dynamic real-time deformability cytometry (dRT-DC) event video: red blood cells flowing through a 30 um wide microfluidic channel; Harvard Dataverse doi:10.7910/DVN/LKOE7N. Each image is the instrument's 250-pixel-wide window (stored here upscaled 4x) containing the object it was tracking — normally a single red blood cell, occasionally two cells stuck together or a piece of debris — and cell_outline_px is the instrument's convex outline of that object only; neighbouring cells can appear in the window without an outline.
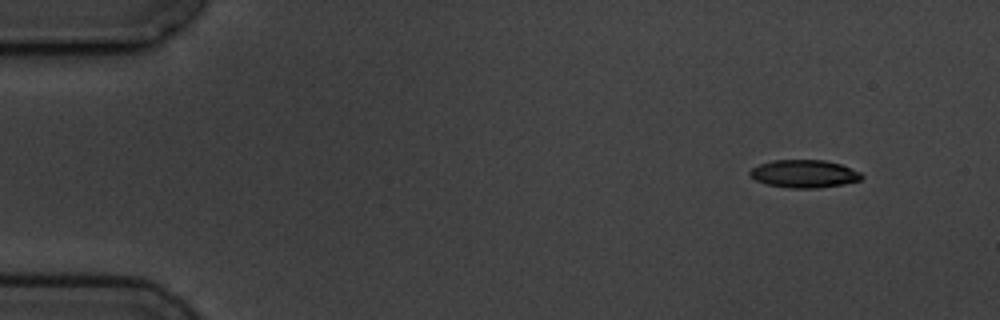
{"species": "common noctule bat (a hibernating species)", "species_latin": "Nyctalus noctula", "temperature_condition": "cold", "stored_images_in_passage": 4, "camera_frame_rate_fps": 3000, "um_per_image_px": 0.085, "animal": {"sex": "male", "body_mass_g": 19.5, "forearm_length_mm": 54.6}, "frame": {"image": 1, "passage_image": 1, "time_ms": 0.0, "image_size_px": [1000, 320], "cell_outline_px": [[864, 176], [860, 180], [844, 184], [816, 188], [788, 188], [768, 184], [756, 180], [748, 172], [752, 168], [760, 164], [772, 160], [824, 160], [840, 164], [860, 172]], "centroid_in_image_um": [68.36, 14.77], "position_along_channel_um": 16.6, "area_um2": 17.98}}
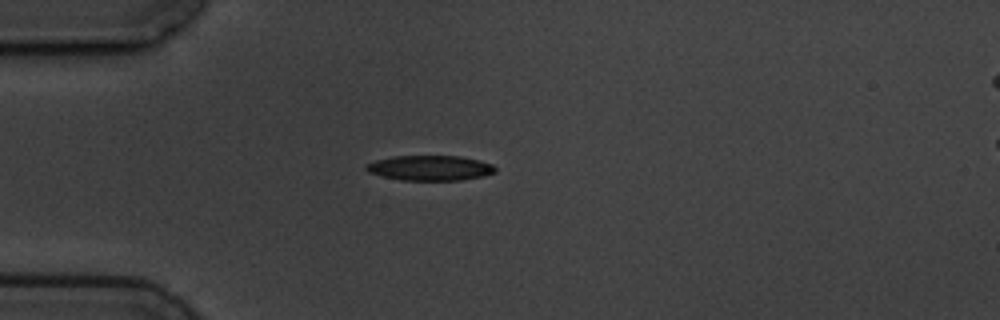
{"frame": {"image": 2, "passage_image": 4, "time_ms": 3.333, "image_size_px": [1000, 320], "cell_outline_px": [[496, 172], [480, 176], [460, 180], [400, 180], [368, 172], [364, 168], [368, 164], [376, 160], [392, 156], [460, 156], [480, 160], [492, 164], [496, 168]], "centroid_in_image_um": [36.56, 14.27], "position_along_channel_um": 48.4, "area_um2": 18.73}}